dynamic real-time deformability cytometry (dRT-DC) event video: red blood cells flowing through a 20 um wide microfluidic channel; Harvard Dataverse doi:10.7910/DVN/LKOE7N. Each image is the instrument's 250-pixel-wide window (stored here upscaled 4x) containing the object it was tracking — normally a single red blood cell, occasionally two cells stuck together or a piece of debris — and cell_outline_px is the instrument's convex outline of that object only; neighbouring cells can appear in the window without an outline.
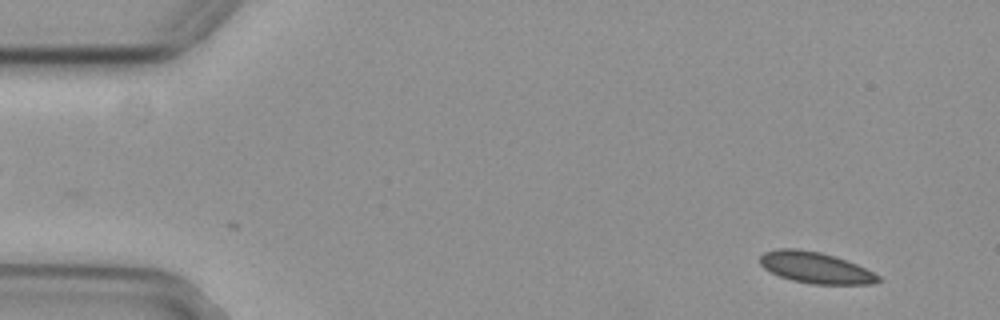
{"species": "common noctule bat (a hibernating species)", "species_latin": "Nyctalus noctula", "temperature_condition": "cold", "stored_images_in_passage": 23, "camera_frame_rate_fps": 3000, "um_per_image_px": 0.085, "animal": {"sex": "female", "body_mass_g": 29.2, "forearm_length_mm": 56.3}, "frame": {"image": 1, "passage_image": 1, "time_ms": 0.0, "image_size_px": [1000, 320], "cell_outline_px": [[884, 280], [872, 284], [812, 284], [792, 280], [780, 276], [764, 268], [760, 264], [760, 256], [764, 252], [776, 248], [796, 248], [820, 252], [836, 256], [856, 264], [880, 276]], "centroid_in_image_um": [69.32, 22.74], "position_along_channel_um": 15.7, "area_um2": 21.56}}
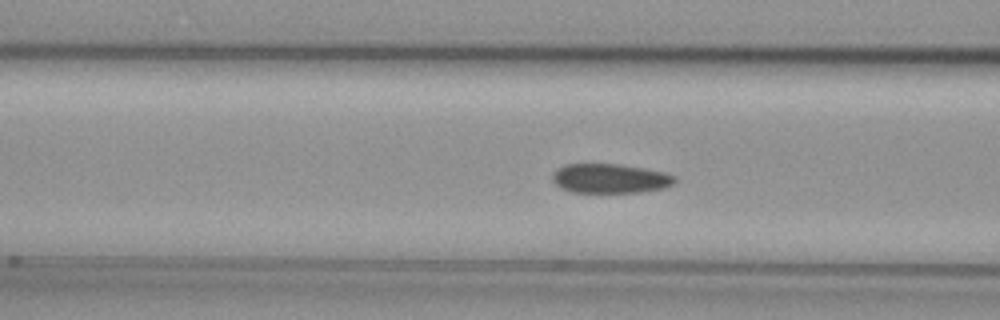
{"frame": {"image": 2, "passage_image": 18, "time_ms": 5.667, "image_size_px": [1000, 320], "cell_outline_px": [[676, 180], [672, 184], [664, 188], [640, 192], [572, 192], [560, 188], [552, 180], [552, 172], [556, 168], [564, 164], [620, 164], [644, 168], [664, 172], [676, 176]], "centroid_in_image_um": [51.83, 15.16], "position_along_channel_um": 114.8, "area_um2": 21.1}}
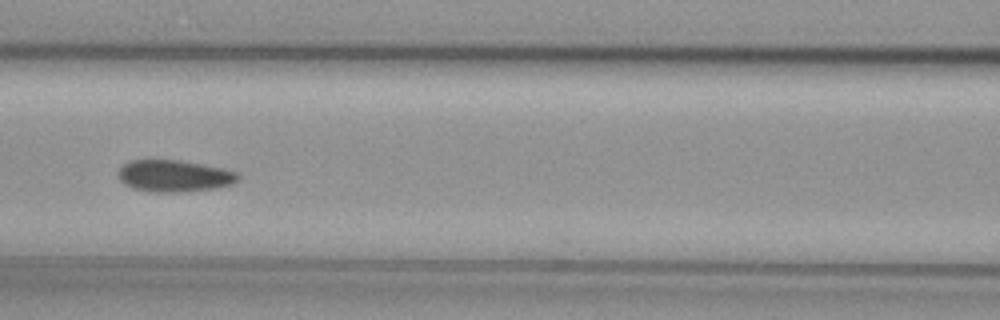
{"frame": {"image": 3, "passage_image": 21, "time_ms": 6.667, "image_size_px": [1000, 320], "cell_outline_px": [[240, 176], [232, 184], [216, 188], [184, 192], [148, 192], [132, 188], [124, 184], [116, 176], [116, 172], [124, 164], [132, 160], [180, 160], [204, 164], [224, 168], [236, 172]], "centroid_in_image_um": [14.78, 14.96], "position_along_channel_um": 151.8, "area_um2": 22.48}}